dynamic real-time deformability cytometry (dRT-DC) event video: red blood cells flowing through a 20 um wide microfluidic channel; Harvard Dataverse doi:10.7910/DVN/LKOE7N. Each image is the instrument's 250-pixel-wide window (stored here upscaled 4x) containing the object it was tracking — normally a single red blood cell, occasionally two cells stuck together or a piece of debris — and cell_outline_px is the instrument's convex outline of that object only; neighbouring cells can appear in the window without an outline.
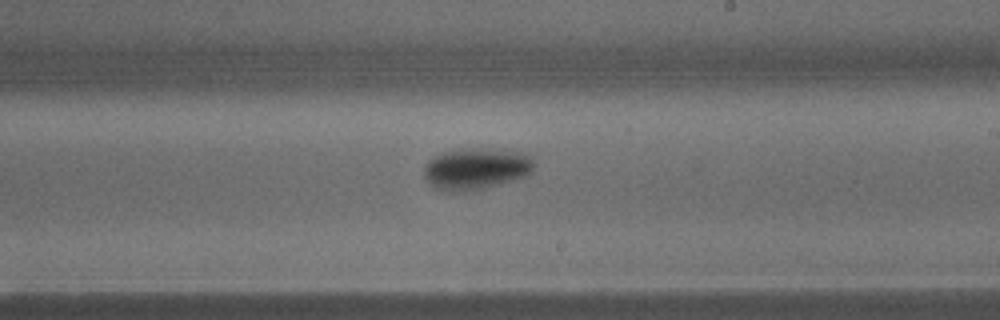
{"species": "common noctule bat (a hibernating species)", "species_latin": "Nyctalus noctula", "temperature_condition": "warm", "stored_images_in_passage": 19, "camera_frame_rate_fps": 3000, "um_per_image_px": 0.085, "animal": {"sex": "male", "body_mass_g": 15.6}, "frame": {"image": 1, "passage_image": 11, "time_ms": 3.333, "image_size_px": [1000, 320], "cell_outline_px": [[532, 168], [524, 176], [512, 180], [480, 188], [456, 192], [444, 192], [432, 188], [428, 184], [424, 176], [424, 168], [428, 160], [444, 152], [460, 148], [472, 148], [520, 152], [532, 156]], "centroid_in_image_um": [40.36, 14.35], "position_along_channel_um": 248.6, "area_um2": 26.24}}
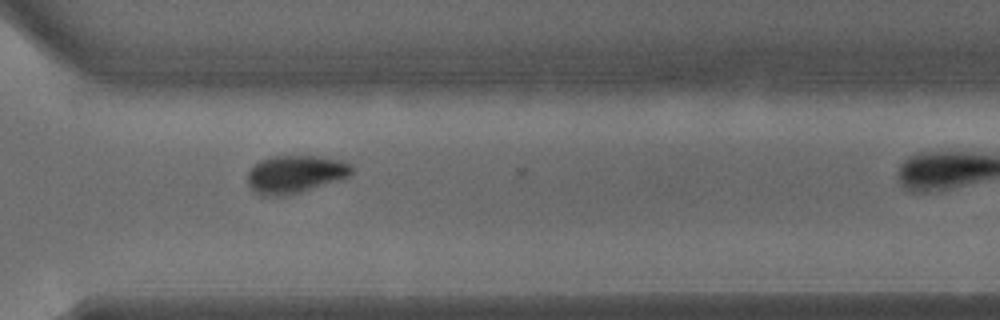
{"frame": {"image": 2, "passage_image": 16, "time_ms": 5.0, "image_size_px": [1000, 320], "cell_outline_px": [[352, 172], [348, 176], [300, 192], [284, 196], [264, 196], [256, 192], [248, 184], [248, 172], [260, 160], [276, 156], [316, 156], [344, 160], [352, 164]], "centroid_in_image_um": [25.1, 14.8], "position_along_channel_um": 345.5, "area_um2": 22.6}}